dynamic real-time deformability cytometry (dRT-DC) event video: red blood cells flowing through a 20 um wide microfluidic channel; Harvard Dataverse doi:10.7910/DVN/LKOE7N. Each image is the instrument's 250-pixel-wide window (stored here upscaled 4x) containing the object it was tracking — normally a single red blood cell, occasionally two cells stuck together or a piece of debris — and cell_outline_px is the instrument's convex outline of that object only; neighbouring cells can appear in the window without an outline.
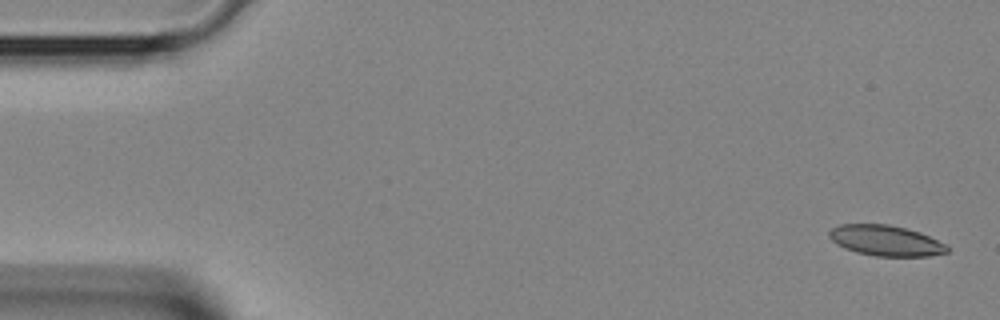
{"species": "Egyptian fruit bat (a non-hibernating species)", "species_latin": "Rousettus aegyptiacus", "temperature_condition": "room temperature", "stored_images_in_passage": 4, "camera_frame_rate_fps": 3000, "um_per_image_px": 0.085, "animal": {"sex": "female"}, "frame": {"image": 1, "passage_image": 1, "time_ms": 0.0, "image_size_px": [1000, 320], "cell_outline_px": [[948, 252], [928, 256], [876, 256], [856, 252], [844, 248], [836, 244], [828, 236], [828, 232], [832, 228], [840, 224], [888, 224], [920, 232], [944, 244], [948, 248]], "centroid_in_image_um": [75.24, 20.45], "position_along_channel_um": 9.8, "area_um2": 20.87}}